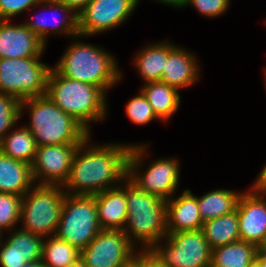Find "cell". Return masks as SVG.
<instances>
[{"label":"cell","instance_id":"42","mask_svg":"<svg viewBox=\"0 0 266 267\" xmlns=\"http://www.w3.org/2000/svg\"><path fill=\"white\" fill-rule=\"evenodd\" d=\"M31 267H45V266L40 262H38V263H31Z\"/></svg>","mask_w":266,"mask_h":267},{"label":"cell","instance_id":"14","mask_svg":"<svg viewBox=\"0 0 266 267\" xmlns=\"http://www.w3.org/2000/svg\"><path fill=\"white\" fill-rule=\"evenodd\" d=\"M250 189L242 192L236 208L239 235L241 241L261 248L266 241V195Z\"/></svg>","mask_w":266,"mask_h":267},{"label":"cell","instance_id":"36","mask_svg":"<svg viewBox=\"0 0 266 267\" xmlns=\"http://www.w3.org/2000/svg\"><path fill=\"white\" fill-rule=\"evenodd\" d=\"M255 181L256 182L253 184L251 188L254 191L266 195V165H264V168L261 170V172L258 175V178Z\"/></svg>","mask_w":266,"mask_h":267},{"label":"cell","instance_id":"4","mask_svg":"<svg viewBox=\"0 0 266 267\" xmlns=\"http://www.w3.org/2000/svg\"><path fill=\"white\" fill-rule=\"evenodd\" d=\"M54 69L62 76L100 87L105 93L122 77L113 56L97 45L75 41Z\"/></svg>","mask_w":266,"mask_h":267},{"label":"cell","instance_id":"7","mask_svg":"<svg viewBox=\"0 0 266 267\" xmlns=\"http://www.w3.org/2000/svg\"><path fill=\"white\" fill-rule=\"evenodd\" d=\"M147 145L135 144L131 146L127 161V178L139 189L156 195L164 200L171 199L179 184L180 165L177 159L160 158L147 166L140 174L147 152ZM173 194V195H172Z\"/></svg>","mask_w":266,"mask_h":267},{"label":"cell","instance_id":"30","mask_svg":"<svg viewBox=\"0 0 266 267\" xmlns=\"http://www.w3.org/2000/svg\"><path fill=\"white\" fill-rule=\"evenodd\" d=\"M20 101L13 95L0 93V141L20 119Z\"/></svg>","mask_w":266,"mask_h":267},{"label":"cell","instance_id":"45","mask_svg":"<svg viewBox=\"0 0 266 267\" xmlns=\"http://www.w3.org/2000/svg\"><path fill=\"white\" fill-rule=\"evenodd\" d=\"M22 267H31V263H27V264H25V265L22 266Z\"/></svg>","mask_w":266,"mask_h":267},{"label":"cell","instance_id":"28","mask_svg":"<svg viewBox=\"0 0 266 267\" xmlns=\"http://www.w3.org/2000/svg\"><path fill=\"white\" fill-rule=\"evenodd\" d=\"M80 258V251L68 242L52 235L43 241L41 264L45 267H66Z\"/></svg>","mask_w":266,"mask_h":267},{"label":"cell","instance_id":"40","mask_svg":"<svg viewBox=\"0 0 266 267\" xmlns=\"http://www.w3.org/2000/svg\"><path fill=\"white\" fill-rule=\"evenodd\" d=\"M66 267H86L81 258L77 259L74 263L67 265Z\"/></svg>","mask_w":266,"mask_h":267},{"label":"cell","instance_id":"3","mask_svg":"<svg viewBox=\"0 0 266 267\" xmlns=\"http://www.w3.org/2000/svg\"><path fill=\"white\" fill-rule=\"evenodd\" d=\"M126 201L128 209L123 231L132 244L140 241L141 251H149L168 234L166 200L139 189L126 178Z\"/></svg>","mask_w":266,"mask_h":267},{"label":"cell","instance_id":"32","mask_svg":"<svg viewBox=\"0 0 266 267\" xmlns=\"http://www.w3.org/2000/svg\"><path fill=\"white\" fill-rule=\"evenodd\" d=\"M42 0H0V20H10L28 8H37Z\"/></svg>","mask_w":266,"mask_h":267},{"label":"cell","instance_id":"13","mask_svg":"<svg viewBox=\"0 0 266 267\" xmlns=\"http://www.w3.org/2000/svg\"><path fill=\"white\" fill-rule=\"evenodd\" d=\"M79 145L61 144L37 147L36 157L32 164L35 183L39 181V185L63 186L68 179L72 158Z\"/></svg>","mask_w":266,"mask_h":267},{"label":"cell","instance_id":"25","mask_svg":"<svg viewBox=\"0 0 266 267\" xmlns=\"http://www.w3.org/2000/svg\"><path fill=\"white\" fill-rule=\"evenodd\" d=\"M0 151L14 160L33 164L37 144L30 130L23 125L18 130H11L1 141Z\"/></svg>","mask_w":266,"mask_h":267},{"label":"cell","instance_id":"38","mask_svg":"<svg viewBox=\"0 0 266 267\" xmlns=\"http://www.w3.org/2000/svg\"><path fill=\"white\" fill-rule=\"evenodd\" d=\"M157 2H161L165 5H170L172 7H178V8H183L184 6L186 7L187 0H156Z\"/></svg>","mask_w":266,"mask_h":267},{"label":"cell","instance_id":"44","mask_svg":"<svg viewBox=\"0 0 266 267\" xmlns=\"http://www.w3.org/2000/svg\"><path fill=\"white\" fill-rule=\"evenodd\" d=\"M261 249L266 251V241H265L264 244L262 245Z\"/></svg>","mask_w":266,"mask_h":267},{"label":"cell","instance_id":"18","mask_svg":"<svg viewBox=\"0 0 266 267\" xmlns=\"http://www.w3.org/2000/svg\"><path fill=\"white\" fill-rule=\"evenodd\" d=\"M196 55L169 43V55L161 82L181 90L195 84L198 80L199 66Z\"/></svg>","mask_w":266,"mask_h":267},{"label":"cell","instance_id":"23","mask_svg":"<svg viewBox=\"0 0 266 267\" xmlns=\"http://www.w3.org/2000/svg\"><path fill=\"white\" fill-rule=\"evenodd\" d=\"M258 247L241 240L212 249L211 267H249Z\"/></svg>","mask_w":266,"mask_h":267},{"label":"cell","instance_id":"16","mask_svg":"<svg viewBox=\"0 0 266 267\" xmlns=\"http://www.w3.org/2000/svg\"><path fill=\"white\" fill-rule=\"evenodd\" d=\"M45 6L52 10V17L49 18L45 15L33 17L31 21H26L25 24L32 32H34L46 45L47 36L51 34H65L72 37H79L78 31V14L70 7L56 2L55 0H42L41 6ZM62 12L63 17L57 19L54 13ZM49 13V11H48ZM34 19V20H33ZM57 19V20H56Z\"/></svg>","mask_w":266,"mask_h":267},{"label":"cell","instance_id":"26","mask_svg":"<svg viewBox=\"0 0 266 267\" xmlns=\"http://www.w3.org/2000/svg\"><path fill=\"white\" fill-rule=\"evenodd\" d=\"M241 194L233 190L219 189L197 197L203 222L235 211Z\"/></svg>","mask_w":266,"mask_h":267},{"label":"cell","instance_id":"6","mask_svg":"<svg viewBox=\"0 0 266 267\" xmlns=\"http://www.w3.org/2000/svg\"><path fill=\"white\" fill-rule=\"evenodd\" d=\"M65 194L60 185L35 184L22 197L20 228L45 239L56 235Z\"/></svg>","mask_w":266,"mask_h":267},{"label":"cell","instance_id":"31","mask_svg":"<svg viewBox=\"0 0 266 267\" xmlns=\"http://www.w3.org/2000/svg\"><path fill=\"white\" fill-rule=\"evenodd\" d=\"M126 114L130 121L136 125H145L152 120L159 119L141 91L140 94L127 102Z\"/></svg>","mask_w":266,"mask_h":267},{"label":"cell","instance_id":"43","mask_svg":"<svg viewBox=\"0 0 266 267\" xmlns=\"http://www.w3.org/2000/svg\"><path fill=\"white\" fill-rule=\"evenodd\" d=\"M249 267H260V265L254 260Z\"/></svg>","mask_w":266,"mask_h":267},{"label":"cell","instance_id":"19","mask_svg":"<svg viewBox=\"0 0 266 267\" xmlns=\"http://www.w3.org/2000/svg\"><path fill=\"white\" fill-rule=\"evenodd\" d=\"M101 229L124 230L127 219L126 179L120 186L94 195Z\"/></svg>","mask_w":266,"mask_h":267},{"label":"cell","instance_id":"22","mask_svg":"<svg viewBox=\"0 0 266 267\" xmlns=\"http://www.w3.org/2000/svg\"><path fill=\"white\" fill-rule=\"evenodd\" d=\"M140 91L160 121L166 122L177 112L181 98L178 90L174 87L161 81H155L144 84Z\"/></svg>","mask_w":266,"mask_h":267},{"label":"cell","instance_id":"34","mask_svg":"<svg viewBox=\"0 0 266 267\" xmlns=\"http://www.w3.org/2000/svg\"><path fill=\"white\" fill-rule=\"evenodd\" d=\"M2 238L3 236L0 240V265L2 267H22L27 264L19 254L7 253V245Z\"/></svg>","mask_w":266,"mask_h":267},{"label":"cell","instance_id":"11","mask_svg":"<svg viewBox=\"0 0 266 267\" xmlns=\"http://www.w3.org/2000/svg\"><path fill=\"white\" fill-rule=\"evenodd\" d=\"M135 247L123 230L101 229L80 251V258L86 267H127L136 255Z\"/></svg>","mask_w":266,"mask_h":267},{"label":"cell","instance_id":"27","mask_svg":"<svg viewBox=\"0 0 266 267\" xmlns=\"http://www.w3.org/2000/svg\"><path fill=\"white\" fill-rule=\"evenodd\" d=\"M6 242L7 253H17L26 263L41 262L44 237L23 229H13Z\"/></svg>","mask_w":266,"mask_h":267},{"label":"cell","instance_id":"1","mask_svg":"<svg viewBox=\"0 0 266 267\" xmlns=\"http://www.w3.org/2000/svg\"><path fill=\"white\" fill-rule=\"evenodd\" d=\"M131 146L118 142L96 146L89 136L73 155L68 179L62 186L65 193L95 195L120 186L127 178Z\"/></svg>","mask_w":266,"mask_h":267},{"label":"cell","instance_id":"15","mask_svg":"<svg viewBox=\"0 0 266 267\" xmlns=\"http://www.w3.org/2000/svg\"><path fill=\"white\" fill-rule=\"evenodd\" d=\"M10 21L0 20V59L35 57L45 52V43L25 24Z\"/></svg>","mask_w":266,"mask_h":267},{"label":"cell","instance_id":"21","mask_svg":"<svg viewBox=\"0 0 266 267\" xmlns=\"http://www.w3.org/2000/svg\"><path fill=\"white\" fill-rule=\"evenodd\" d=\"M169 55V42H157L141 49L134 58L140 77L148 82L161 81Z\"/></svg>","mask_w":266,"mask_h":267},{"label":"cell","instance_id":"29","mask_svg":"<svg viewBox=\"0 0 266 267\" xmlns=\"http://www.w3.org/2000/svg\"><path fill=\"white\" fill-rule=\"evenodd\" d=\"M22 196L0 192V233L10 231L20 223ZM9 229V230H8Z\"/></svg>","mask_w":266,"mask_h":267},{"label":"cell","instance_id":"39","mask_svg":"<svg viewBox=\"0 0 266 267\" xmlns=\"http://www.w3.org/2000/svg\"><path fill=\"white\" fill-rule=\"evenodd\" d=\"M255 261L260 265V267H266V251L259 248Z\"/></svg>","mask_w":266,"mask_h":267},{"label":"cell","instance_id":"46","mask_svg":"<svg viewBox=\"0 0 266 267\" xmlns=\"http://www.w3.org/2000/svg\"><path fill=\"white\" fill-rule=\"evenodd\" d=\"M266 69V68H265ZM266 71V70H265ZM265 90H266V73H265Z\"/></svg>","mask_w":266,"mask_h":267},{"label":"cell","instance_id":"12","mask_svg":"<svg viewBox=\"0 0 266 267\" xmlns=\"http://www.w3.org/2000/svg\"><path fill=\"white\" fill-rule=\"evenodd\" d=\"M140 0H91L78 13L79 37L115 29L133 13Z\"/></svg>","mask_w":266,"mask_h":267},{"label":"cell","instance_id":"8","mask_svg":"<svg viewBox=\"0 0 266 267\" xmlns=\"http://www.w3.org/2000/svg\"><path fill=\"white\" fill-rule=\"evenodd\" d=\"M42 55L17 59H0V93L23 101L46 95L52 69L40 62Z\"/></svg>","mask_w":266,"mask_h":267},{"label":"cell","instance_id":"37","mask_svg":"<svg viewBox=\"0 0 266 267\" xmlns=\"http://www.w3.org/2000/svg\"><path fill=\"white\" fill-rule=\"evenodd\" d=\"M72 8L77 14L82 11L91 0H55Z\"/></svg>","mask_w":266,"mask_h":267},{"label":"cell","instance_id":"2","mask_svg":"<svg viewBox=\"0 0 266 267\" xmlns=\"http://www.w3.org/2000/svg\"><path fill=\"white\" fill-rule=\"evenodd\" d=\"M25 108L30 109L31 119L25 126L33 135L37 147L82 144L90 136V132L82 124L61 110L46 95L21 101L20 116Z\"/></svg>","mask_w":266,"mask_h":267},{"label":"cell","instance_id":"9","mask_svg":"<svg viewBox=\"0 0 266 267\" xmlns=\"http://www.w3.org/2000/svg\"><path fill=\"white\" fill-rule=\"evenodd\" d=\"M100 230L95 196L65 194L56 235L81 251Z\"/></svg>","mask_w":266,"mask_h":267},{"label":"cell","instance_id":"35","mask_svg":"<svg viewBox=\"0 0 266 267\" xmlns=\"http://www.w3.org/2000/svg\"><path fill=\"white\" fill-rule=\"evenodd\" d=\"M138 267H162L149 251L138 252Z\"/></svg>","mask_w":266,"mask_h":267},{"label":"cell","instance_id":"17","mask_svg":"<svg viewBox=\"0 0 266 267\" xmlns=\"http://www.w3.org/2000/svg\"><path fill=\"white\" fill-rule=\"evenodd\" d=\"M197 196L186 189L179 197L166 200L167 233L202 229Z\"/></svg>","mask_w":266,"mask_h":267},{"label":"cell","instance_id":"33","mask_svg":"<svg viewBox=\"0 0 266 267\" xmlns=\"http://www.w3.org/2000/svg\"><path fill=\"white\" fill-rule=\"evenodd\" d=\"M189 4L210 18L224 14L229 8L230 0H187L186 6Z\"/></svg>","mask_w":266,"mask_h":267},{"label":"cell","instance_id":"41","mask_svg":"<svg viewBox=\"0 0 266 267\" xmlns=\"http://www.w3.org/2000/svg\"><path fill=\"white\" fill-rule=\"evenodd\" d=\"M138 251L136 252V255L134 256L132 263L128 265L127 267H138Z\"/></svg>","mask_w":266,"mask_h":267},{"label":"cell","instance_id":"5","mask_svg":"<svg viewBox=\"0 0 266 267\" xmlns=\"http://www.w3.org/2000/svg\"><path fill=\"white\" fill-rule=\"evenodd\" d=\"M106 94L100 87L60 75L53 67L49 73L46 96L90 133L89 124L105 118Z\"/></svg>","mask_w":266,"mask_h":267},{"label":"cell","instance_id":"20","mask_svg":"<svg viewBox=\"0 0 266 267\" xmlns=\"http://www.w3.org/2000/svg\"><path fill=\"white\" fill-rule=\"evenodd\" d=\"M32 165L0 151V192L24 196L34 185Z\"/></svg>","mask_w":266,"mask_h":267},{"label":"cell","instance_id":"24","mask_svg":"<svg viewBox=\"0 0 266 267\" xmlns=\"http://www.w3.org/2000/svg\"><path fill=\"white\" fill-rule=\"evenodd\" d=\"M201 230L211 249L241 240L237 210L203 222Z\"/></svg>","mask_w":266,"mask_h":267},{"label":"cell","instance_id":"10","mask_svg":"<svg viewBox=\"0 0 266 267\" xmlns=\"http://www.w3.org/2000/svg\"><path fill=\"white\" fill-rule=\"evenodd\" d=\"M164 239L149 250L162 267H211L212 249L201 229L168 233Z\"/></svg>","mask_w":266,"mask_h":267}]
</instances>
